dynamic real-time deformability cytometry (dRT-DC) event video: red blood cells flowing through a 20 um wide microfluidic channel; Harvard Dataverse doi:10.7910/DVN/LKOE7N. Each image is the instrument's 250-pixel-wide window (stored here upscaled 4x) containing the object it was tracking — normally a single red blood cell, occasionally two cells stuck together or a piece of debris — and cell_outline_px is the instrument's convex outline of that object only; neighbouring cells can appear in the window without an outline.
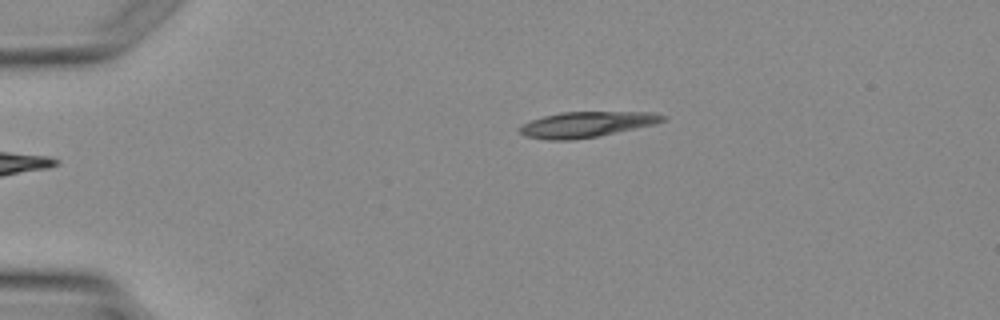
{"species": "Egyptian fruit bat (a non-hibernating species)", "species_latin": "Rousettus aegyptiacus", "temperature_condition": "warm", "stored_images_in_passage": 4, "camera_frame_rate_fps": 3000, "um_per_image_px": 0.085, "animal": {"sex": "female"}, "frame": {"image": 1, "passage_image": 4, "time_ms": 3.667, "image_size_px": [1000, 320], "cell_outline_px": [[668, 116], [664, 120], [652, 124], [596, 136], [572, 140], [548, 140], [524, 136], [520, 132], [520, 128], [524, 124], [532, 120], [544, 116], [560, 112], [652, 112]], "centroid_in_image_um": [49.83, 10.57], "position_along_channel_um": 35.2, "area_um2": 20.87}}